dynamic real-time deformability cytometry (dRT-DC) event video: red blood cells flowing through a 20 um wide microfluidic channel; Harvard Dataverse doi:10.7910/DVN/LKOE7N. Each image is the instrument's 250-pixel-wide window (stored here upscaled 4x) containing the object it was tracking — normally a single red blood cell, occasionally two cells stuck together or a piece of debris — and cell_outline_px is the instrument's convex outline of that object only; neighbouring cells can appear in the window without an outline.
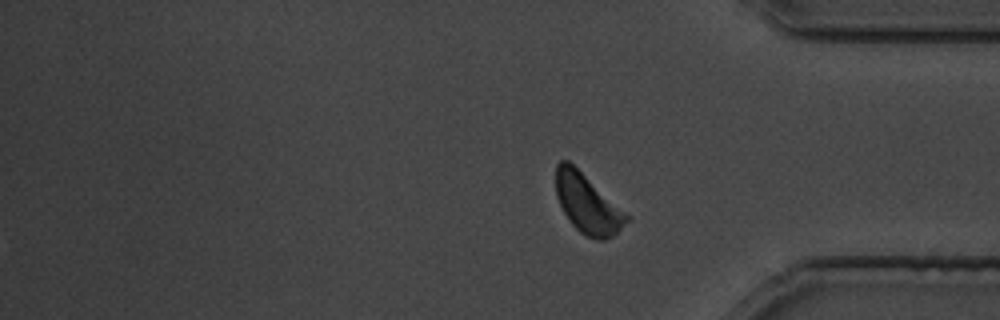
{"species": "common noctule bat (a hibernating species)", "species_latin": "Nyctalus noctula", "temperature_condition": "cold", "stored_images_in_passage": 30, "segment_of_instrument_passage": [2, 2], "camera_frame_rate_fps": 3000, "um_per_image_px": 0.085, "animal": {"sex": "male", "body_mass_g": 19.5, "forearm_length_mm": 54.6}, "frame": {"image": 1, "passage_image": 30, "time_ms": 35.667, "image_size_px": [1000, 320], "cell_outline_px": [[632, 216], [612, 236], [604, 240], [596, 240], [584, 236], [572, 224], [564, 212], [556, 196], [556, 164], [560, 160], [568, 160]], "centroid_in_image_um": [49.95, 17.32], "position_along_channel_um": 385.3, "area_um2": 24.39}}